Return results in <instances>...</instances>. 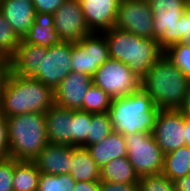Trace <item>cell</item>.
<instances>
[{"mask_svg": "<svg viewBox=\"0 0 190 191\" xmlns=\"http://www.w3.org/2000/svg\"><path fill=\"white\" fill-rule=\"evenodd\" d=\"M55 104V90L33 77L10 72L0 100L7 118L25 113H46Z\"/></svg>", "mask_w": 190, "mask_h": 191, "instance_id": "obj_1", "label": "cell"}, {"mask_svg": "<svg viewBox=\"0 0 190 191\" xmlns=\"http://www.w3.org/2000/svg\"><path fill=\"white\" fill-rule=\"evenodd\" d=\"M141 81V89L160 110H179L190 89V79L165 54L147 70Z\"/></svg>", "mask_w": 190, "mask_h": 191, "instance_id": "obj_2", "label": "cell"}, {"mask_svg": "<svg viewBox=\"0 0 190 191\" xmlns=\"http://www.w3.org/2000/svg\"><path fill=\"white\" fill-rule=\"evenodd\" d=\"M102 33L108 43L110 58L128 65L141 79L164 54L155 39L143 38L116 27Z\"/></svg>", "mask_w": 190, "mask_h": 191, "instance_id": "obj_3", "label": "cell"}, {"mask_svg": "<svg viewBox=\"0 0 190 191\" xmlns=\"http://www.w3.org/2000/svg\"><path fill=\"white\" fill-rule=\"evenodd\" d=\"M160 109L142 89L113 99L108 110L113 131L123 135L152 133Z\"/></svg>", "mask_w": 190, "mask_h": 191, "instance_id": "obj_4", "label": "cell"}, {"mask_svg": "<svg viewBox=\"0 0 190 191\" xmlns=\"http://www.w3.org/2000/svg\"><path fill=\"white\" fill-rule=\"evenodd\" d=\"M45 113L7 117L9 157L33 161L49 143Z\"/></svg>", "mask_w": 190, "mask_h": 191, "instance_id": "obj_5", "label": "cell"}, {"mask_svg": "<svg viewBox=\"0 0 190 191\" xmlns=\"http://www.w3.org/2000/svg\"><path fill=\"white\" fill-rule=\"evenodd\" d=\"M127 158L139 177L161 174L164 153L156 143L152 133H132L124 135Z\"/></svg>", "mask_w": 190, "mask_h": 191, "instance_id": "obj_6", "label": "cell"}, {"mask_svg": "<svg viewBox=\"0 0 190 191\" xmlns=\"http://www.w3.org/2000/svg\"><path fill=\"white\" fill-rule=\"evenodd\" d=\"M92 79L93 84L112 99L123 98L141 90V78L128 65L112 58L97 69Z\"/></svg>", "mask_w": 190, "mask_h": 191, "instance_id": "obj_7", "label": "cell"}, {"mask_svg": "<svg viewBox=\"0 0 190 191\" xmlns=\"http://www.w3.org/2000/svg\"><path fill=\"white\" fill-rule=\"evenodd\" d=\"M109 58V47L103 33L92 32L80 41L72 42V71L93 77L97 69Z\"/></svg>", "mask_w": 190, "mask_h": 191, "instance_id": "obj_8", "label": "cell"}, {"mask_svg": "<svg viewBox=\"0 0 190 191\" xmlns=\"http://www.w3.org/2000/svg\"><path fill=\"white\" fill-rule=\"evenodd\" d=\"M153 15V39L164 51L175 44V26L188 8V0H147Z\"/></svg>", "mask_w": 190, "mask_h": 191, "instance_id": "obj_9", "label": "cell"}, {"mask_svg": "<svg viewBox=\"0 0 190 191\" xmlns=\"http://www.w3.org/2000/svg\"><path fill=\"white\" fill-rule=\"evenodd\" d=\"M72 42H60L48 48L47 53L42 54L41 66L33 76L46 86L54 90L71 70Z\"/></svg>", "mask_w": 190, "mask_h": 191, "instance_id": "obj_10", "label": "cell"}, {"mask_svg": "<svg viewBox=\"0 0 190 191\" xmlns=\"http://www.w3.org/2000/svg\"><path fill=\"white\" fill-rule=\"evenodd\" d=\"M153 20L147 0H120L115 27L153 39Z\"/></svg>", "mask_w": 190, "mask_h": 191, "instance_id": "obj_11", "label": "cell"}, {"mask_svg": "<svg viewBox=\"0 0 190 191\" xmlns=\"http://www.w3.org/2000/svg\"><path fill=\"white\" fill-rule=\"evenodd\" d=\"M53 16L55 31L62 42L75 43L92 33L79 0H65Z\"/></svg>", "mask_w": 190, "mask_h": 191, "instance_id": "obj_12", "label": "cell"}, {"mask_svg": "<svg viewBox=\"0 0 190 191\" xmlns=\"http://www.w3.org/2000/svg\"><path fill=\"white\" fill-rule=\"evenodd\" d=\"M185 115L180 110H160L152 132L164 154L185 146Z\"/></svg>", "mask_w": 190, "mask_h": 191, "instance_id": "obj_13", "label": "cell"}, {"mask_svg": "<svg viewBox=\"0 0 190 191\" xmlns=\"http://www.w3.org/2000/svg\"><path fill=\"white\" fill-rule=\"evenodd\" d=\"M93 79L87 74L71 71L55 89V104L70 110H83V100Z\"/></svg>", "mask_w": 190, "mask_h": 191, "instance_id": "obj_14", "label": "cell"}, {"mask_svg": "<svg viewBox=\"0 0 190 191\" xmlns=\"http://www.w3.org/2000/svg\"><path fill=\"white\" fill-rule=\"evenodd\" d=\"M91 32L102 33L115 27L120 0H79Z\"/></svg>", "mask_w": 190, "mask_h": 191, "instance_id": "obj_15", "label": "cell"}, {"mask_svg": "<svg viewBox=\"0 0 190 191\" xmlns=\"http://www.w3.org/2000/svg\"><path fill=\"white\" fill-rule=\"evenodd\" d=\"M73 152V146L48 143L33 161L41 173L69 174Z\"/></svg>", "mask_w": 190, "mask_h": 191, "instance_id": "obj_16", "label": "cell"}, {"mask_svg": "<svg viewBox=\"0 0 190 191\" xmlns=\"http://www.w3.org/2000/svg\"><path fill=\"white\" fill-rule=\"evenodd\" d=\"M45 114L49 143L72 146L73 110L54 104Z\"/></svg>", "mask_w": 190, "mask_h": 191, "instance_id": "obj_17", "label": "cell"}, {"mask_svg": "<svg viewBox=\"0 0 190 191\" xmlns=\"http://www.w3.org/2000/svg\"><path fill=\"white\" fill-rule=\"evenodd\" d=\"M0 11L17 36L22 39L35 21L32 2L24 0H1Z\"/></svg>", "mask_w": 190, "mask_h": 191, "instance_id": "obj_18", "label": "cell"}, {"mask_svg": "<svg viewBox=\"0 0 190 191\" xmlns=\"http://www.w3.org/2000/svg\"><path fill=\"white\" fill-rule=\"evenodd\" d=\"M47 51V47L20 40L15 54L9 60L11 72L24 77H33L41 66L42 54Z\"/></svg>", "mask_w": 190, "mask_h": 191, "instance_id": "obj_19", "label": "cell"}, {"mask_svg": "<svg viewBox=\"0 0 190 191\" xmlns=\"http://www.w3.org/2000/svg\"><path fill=\"white\" fill-rule=\"evenodd\" d=\"M21 40L24 43L40 45L47 48L59 44L61 40L55 31L53 14L36 12L33 25Z\"/></svg>", "mask_w": 190, "mask_h": 191, "instance_id": "obj_20", "label": "cell"}, {"mask_svg": "<svg viewBox=\"0 0 190 191\" xmlns=\"http://www.w3.org/2000/svg\"><path fill=\"white\" fill-rule=\"evenodd\" d=\"M87 149L99 168L115 158L127 156L124 135L114 131L100 142L88 146Z\"/></svg>", "mask_w": 190, "mask_h": 191, "instance_id": "obj_21", "label": "cell"}, {"mask_svg": "<svg viewBox=\"0 0 190 191\" xmlns=\"http://www.w3.org/2000/svg\"><path fill=\"white\" fill-rule=\"evenodd\" d=\"M71 166L69 174L76 182L100 181V168L93 160L87 148L74 147Z\"/></svg>", "mask_w": 190, "mask_h": 191, "instance_id": "obj_22", "label": "cell"}, {"mask_svg": "<svg viewBox=\"0 0 190 191\" xmlns=\"http://www.w3.org/2000/svg\"><path fill=\"white\" fill-rule=\"evenodd\" d=\"M139 179L127 156L115 158L100 168V181L129 184L138 183Z\"/></svg>", "mask_w": 190, "mask_h": 191, "instance_id": "obj_23", "label": "cell"}, {"mask_svg": "<svg viewBox=\"0 0 190 191\" xmlns=\"http://www.w3.org/2000/svg\"><path fill=\"white\" fill-rule=\"evenodd\" d=\"M162 174L171 181L190 174V148L185 145L164 154Z\"/></svg>", "mask_w": 190, "mask_h": 191, "instance_id": "obj_24", "label": "cell"}, {"mask_svg": "<svg viewBox=\"0 0 190 191\" xmlns=\"http://www.w3.org/2000/svg\"><path fill=\"white\" fill-rule=\"evenodd\" d=\"M40 174L34 161L16 160L13 191H37Z\"/></svg>", "mask_w": 190, "mask_h": 191, "instance_id": "obj_25", "label": "cell"}, {"mask_svg": "<svg viewBox=\"0 0 190 191\" xmlns=\"http://www.w3.org/2000/svg\"><path fill=\"white\" fill-rule=\"evenodd\" d=\"M112 132L113 126L108 112L92 113L91 124L86 136V148L100 142Z\"/></svg>", "mask_w": 190, "mask_h": 191, "instance_id": "obj_26", "label": "cell"}, {"mask_svg": "<svg viewBox=\"0 0 190 191\" xmlns=\"http://www.w3.org/2000/svg\"><path fill=\"white\" fill-rule=\"evenodd\" d=\"M20 40L0 11V59L9 61Z\"/></svg>", "mask_w": 190, "mask_h": 191, "instance_id": "obj_27", "label": "cell"}, {"mask_svg": "<svg viewBox=\"0 0 190 191\" xmlns=\"http://www.w3.org/2000/svg\"><path fill=\"white\" fill-rule=\"evenodd\" d=\"M112 100L113 99L100 87L92 84L84 97L83 111H87L89 113L108 112Z\"/></svg>", "mask_w": 190, "mask_h": 191, "instance_id": "obj_28", "label": "cell"}, {"mask_svg": "<svg viewBox=\"0 0 190 191\" xmlns=\"http://www.w3.org/2000/svg\"><path fill=\"white\" fill-rule=\"evenodd\" d=\"M92 113L83 110H73L72 146L86 148V136L91 124Z\"/></svg>", "mask_w": 190, "mask_h": 191, "instance_id": "obj_29", "label": "cell"}, {"mask_svg": "<svg viewBox=\"0 0 190 191\" xmlns=\"http://www.w3.org/2000/svg\"><path fill=\"white\" fill-rule=\"evenodd\" d=\"M76 181L70 174L51 175L41 173L37 191H72Z\"/></svg>", "mask_w": 190, "mask_h": 191, "instance_id": "obj_30", "label": "cell"}, {"mask_svg": "<svg viewBox=\"0 0 190 191\" xmlns=\"http://www.w3.org/2000/svg\"><path fill=\"white\" fill-rule=\"evenodd\" d=\"M165 56L190 79V47L181 42L164 50Z\"/></svg>", "mask_w": 190, "mask_h": 191, "instance_id": "obj_31", "label": "cell"}, {"mask_svg": "<svg viewBox=\"0 0 190 191\" xmlns=\"http://www.w3.org/2000/svg\"><path fill=\"white\" fill-rule=\"evenodd\" d=\"M138 191H176V189L173 181L161 173L140 177Z\"/></svg>", "mask_w": 190, "mask_h": 191, "instance_id": "obj_32", "label": "cell"}, {"mask_svg": "<svg viewBox=\"0 0 190 191\" xmlns=\"http://www.w3.org/2000/svg\"><path fill=\"white\" fill-rule=\"evenodd\" d=\"M16 159L6 157L0 159V191H13V174Z\"/></svg>", "mask_w": 190, "mask_h": 191, "instance_id": "obj_33", "label": "cell"}, {"mask_svg": "<svg viewBox=\"0 0 190 191\" xmlns=\"http://www.w3.org/2000/svg\"><path fill=\"white\" fill-rule=\"evenodd\" d=\"M183 43L190 47V7H188L175 26V43Z\"/></svg>", "mask_w": 190, "mask_h": 191, "instance_id": "obj_34", "label": "cell"}, {"mask_svg": "<svg viewBox=\"0 0 190 191\" xmlns=\"http://www.w3.org/2000/svg\"><path fill=\"white\" fill-rule=\"evenodd\" d=\"M9 157L7 118L0 112V159Z\"/></svg>", "mask_w": 190, "mask_h": 191, "instance_id": "obj_35", "label": "cell"}, {"mask_svg": "<svg viewBox=\"0 0 190 191\" xmlns=\"http://www.w3.org/2000/svg\"><path fill=\"white\" fill-rule=\"evenodd\" d=\"M64 1L65 0H33L32 3L36 12L54 14Z\"/></svg>", "mask_w": 190, "mask_h": 191, "instance_id": "obj_36", "label": "cell"}, {"mask_svg": "<svg viewBox=\"0 0 190 191\" xmlns=\"http://www.w3.org/2000/svg\"><path fill=\"white\" fill-rule=\"evenodd\" d=\"M99 191H138V183H113L100 181Z\"/></svg>", "mask_w": 190, "mask_h": 191, "instance_id": "obj_37", "label": "cell"}, {"mask_svg": "<svg viewBox=\"0 0 190 191\" xmlns=\"http://www.w3.org/2000/svg\"><path fill=\"white\" fill-rule=\"evenodd\" d=\"M11 72L10 63L7 60L0 61V100L3 94L4 86Z\"/></svg>", "mask_w": 190, "mask_h": 191, "instance_id": "obj_38", "label": "cell"}, {"mask_svg": "<svg viewBox=\"0 0 190 191\" xmlns=\"http://www.w3.org/2000/svg\"><path fill=\"white\" fill-rule=\"evenodd\" d=\"M100 181L76 182L72 191H99Z\"/></svg>", "mask_w": 190, "mask_h": 191, "instance_id": "obj_39", "label": "cell"}, {"mask_svg": "<svg viewBox=\"0 0 190 191\" xmlns=\"http://www.w3.org/2000/svg\"><path fill=\"white\" fill-rule=\"evenodd\" d=\"M176 191H190V174L173 180Z\"/></svg>", "mask_w": 190, "mask_h": 191, "instance_id": "obj_40", "label": "cell"}, {"mask_svg": "<svg viewBox=\"0 0 190 191\" xmlns=\"http://www.w3.org/2000/svg\"><path fill=\"white\" fill-rule=\"evenodd\" d=\"M179 110L185 115L190 117V89L186 92V96L182 106Z\"/></svg>", "mask_w": 190, "mask_h": 191, "instance_id": "obj_41", "label": "cell"}, {"mask_svg": "<svg viewBox=\"0 0 190 191\" xmlns=\"http://www.w3.org/2000/svg\"><path fill=\"white\" fill-rule=\"evenodd\" d=\"M185 145L190 148V117L185 116Z\"/></svg>", "mask_w": 190, "mask_h": 191, "instance_id": "obj_42", "label": "cell"}]
</instances>
